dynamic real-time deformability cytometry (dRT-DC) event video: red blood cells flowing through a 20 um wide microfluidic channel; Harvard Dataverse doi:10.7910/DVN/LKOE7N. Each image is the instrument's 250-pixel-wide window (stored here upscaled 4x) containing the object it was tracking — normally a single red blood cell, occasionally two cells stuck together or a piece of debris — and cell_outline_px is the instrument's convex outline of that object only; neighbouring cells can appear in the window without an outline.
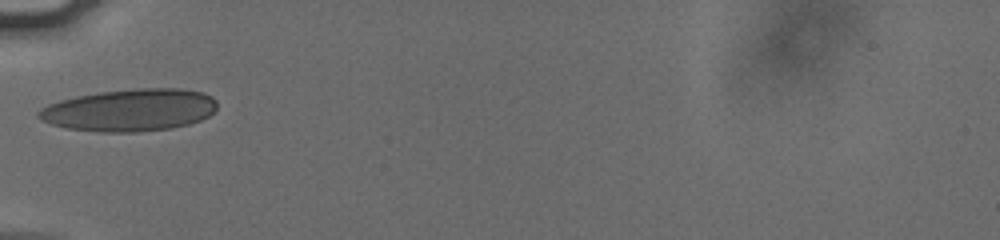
{"species": "human", "species_latin": "Homo sapiens", "temperature_condition": "cold", "stored_images_in_passage": 33, "camera_frame_rate_fps": 3000, "um_per_image_px": 0.085, "donor": {"sex": "male"}, "frame": {"image": 1, "passage_image": 1, "time_ms": 0.0, "image_size_px": [1000, 240], "cell_outline_px": [[216, 108], [208, 116], [200, 120], [188, 124], [172, 128], [136, 132], [100, 132], [68, 128], [52, 124], [40, 120], [36, 116], [36, 112], [40, 108], [48, 104], [60, 100], [76, 96], [100, 92], [136, 88], [180, 88], [204, 92], [212, 96], [216, 100]], "centroid_in_image_um": [11.02, 9.35], "position_along_channel_um": 74.0, "area_um2": 44.16}}
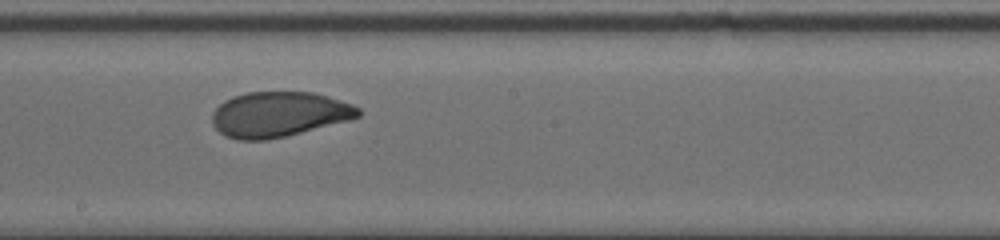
{"frame": {"image": 2, "passage_image": 13, "time_ms": 4.0, "image_size_px": [1000, 240], "cell_outline_px": [[360, 116], [348, 120], [284, 136], [264, 140], [236, 140], [224, 136], [212, 124], [212, 112], [224, 100], [232, 96], [248, 92], [312, 92], [328, 96], [352, 104], [360, 108]], "centroid_in_image_um": [23.66, 9.71], "position_along_channel_um": 224.5, "area_um2": 38.32}}
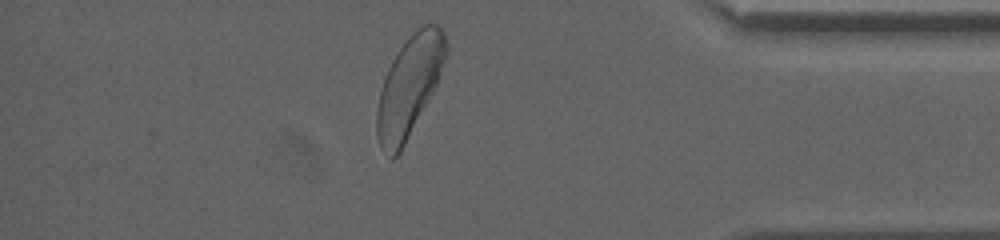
{"frame": {"image": 3, "passage_image": 29, "time_ms": 9.333, "image_size_px": [1000, 240], "cell_outline_px": [[448, 52], [436, 84], [428, 100], [400, 152], [392, 160], [380, 148], [376, 136], [376, 108], [380, 88], [384, 76], [392, 60], [400, 48], [416, 28], [424, 24], [436, 24], [444, 32], [448, 44]], "centroid_in_image_um": [34.76, 7.34], "position_along_channel_um": 400.4, "area_um2": 40.23}, "authors_computed_cell_mechanics": {"area_um2": 39.4196, "velocity_mm_per_s": 3.7734, "shape_relaxation_time_tau1_ms": 3.2691, "shape_relaxation_time_tau2_ms": 1.0341, "deformation_change_tau1": 0.1213, "deformation_change_tau2": 0.0544}}